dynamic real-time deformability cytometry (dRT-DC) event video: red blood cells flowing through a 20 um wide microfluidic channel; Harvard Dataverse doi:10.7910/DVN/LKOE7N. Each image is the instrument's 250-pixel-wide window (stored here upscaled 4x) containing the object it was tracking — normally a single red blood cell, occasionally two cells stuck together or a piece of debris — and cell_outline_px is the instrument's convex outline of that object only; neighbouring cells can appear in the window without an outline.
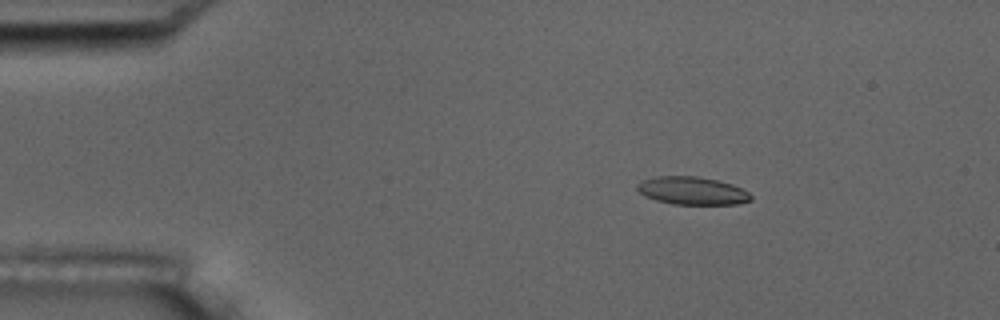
{"species": "common noctule bat (a hibernating species)", "species_latin": "Nyctalus noctula", "temperature_condition": "room temperature", "stored_images_in_passage": 5, "camera_frame_rate_fps": 3000, "um_per_image_px": 0.085, "animal": {"sex": "male", "body_mass_g": 17.5, "forearm_length_mm": 52.3}, "frame": {"image": 1, "passage_image": 2, "time_ms": 1.0, "image_size_px": [1000, 320], "cell_outline_px": [[752, 200], [736, 204], [672, 204], [656, 200], [644, 196], [636, 188], [636, 184], [640, 180], [656, 176], [696, 176], [716, 180], [732, 184], [748, 192], [752, 196]], "centroid_in_image_um": [58.79, 16.21], "position_along_channel_um": 26.2, "area_um2": 18.5}}
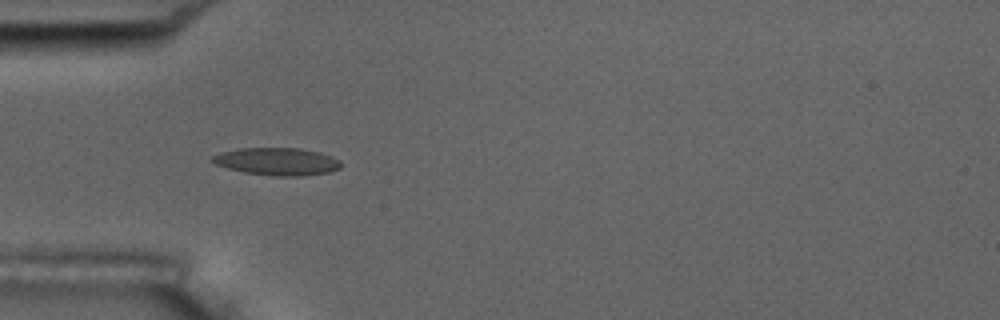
{"frame": {"image": 2, "passage_image": 4, "time_ms": 3.667, "image_size_px": [1000, 320], "cell_outline_px": [[340, 168], [328, 172], [304, 176], [276, 176], [244, 172], [228, 168], [216, 164], [208, 160], [212, 156], [220, 152], [240, 148], [300, 148], [320, 152], [332, 156], [340, 160]], "centroid_in_image_um": [23.54, 13.72], "position_along_channel_um": 61.5, "area_um2": 20.69}}